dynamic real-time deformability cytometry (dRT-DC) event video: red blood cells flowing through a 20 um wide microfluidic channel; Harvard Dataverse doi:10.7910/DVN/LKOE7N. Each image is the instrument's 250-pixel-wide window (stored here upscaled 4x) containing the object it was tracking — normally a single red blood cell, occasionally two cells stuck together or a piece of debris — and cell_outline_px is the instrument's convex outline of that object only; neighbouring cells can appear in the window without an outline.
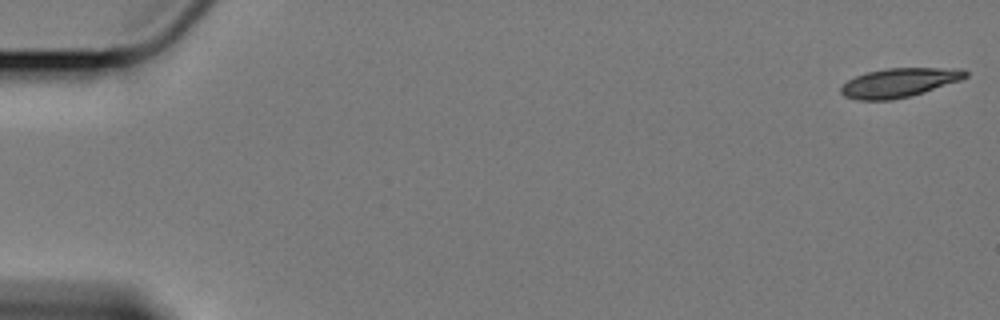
{"species": "Egyptian fruit bat (a non-hibernating species)", "species_latin": "Rousettus aegyptiacus", "temperature_condition": "cold", "stored_images_in_passage": 11, "camera_frame_rate_fps": 3000, "um_per_image_px": 0.085, "animal": {"sex": "female"}, "frame": {"image": 1, "passage_image": 1, "time_ms": 0.0, "image_size_px": [1000, 320], "cell_outline_px": [[968, 76], [960, 80], [912, 96], [892, 100], [860, 100], [844, 96], [840, 92], [840, 88], [848, 80], [856, 76], [868, 72], [888, 68], [960, 68], [968, 72]], "centroid_in_image_um": [76.44, 7.03], "position_along_channel_um": 8.6, "area_um2": 21.04}}